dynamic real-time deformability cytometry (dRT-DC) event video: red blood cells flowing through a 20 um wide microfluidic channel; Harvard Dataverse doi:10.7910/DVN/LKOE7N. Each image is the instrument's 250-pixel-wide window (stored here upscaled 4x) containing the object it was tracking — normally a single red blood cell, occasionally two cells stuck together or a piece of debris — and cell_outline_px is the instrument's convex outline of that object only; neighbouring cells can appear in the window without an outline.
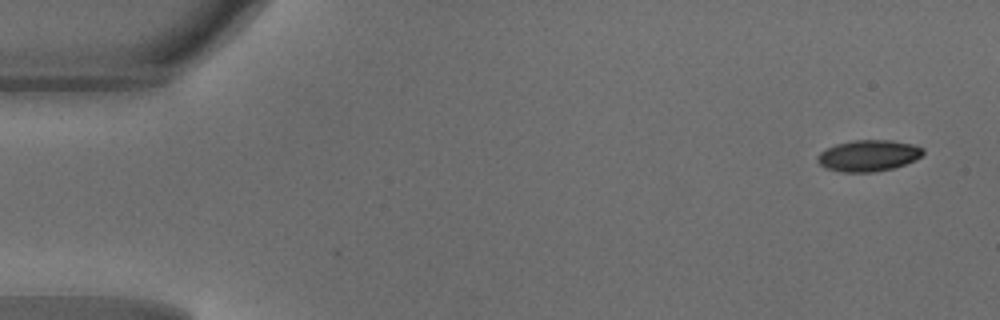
{"species": "common noctule bat (a hibernating species)", "species_latin": "Nyctalus noctula", "temperature_condition": "warm", "stored_images_in_passage": 44, "camera_frame_rate_fps": 3000, "um_per_image_px": 0.085, "animal": {"sex": "male", "body_mass_g": 18.8}, "frame": {"image": 1, "passage_image": 1, "time_ms": 0.0, "image_size_px": [1000, 320], "cell_outline_px": [[924, 152], [916, 160], [892, 168], [872, 172], [840, 172], [828, 168], [820, 164], [816, 160], [816, 156], [820, 152], [836, 144], [856, 140], [892, 140], [912, 144], [924, 148]], "centroid_in_image_um": [73.82, 13.22], "position_along_channel_um": 11.2, "area_um2": 19.13}}
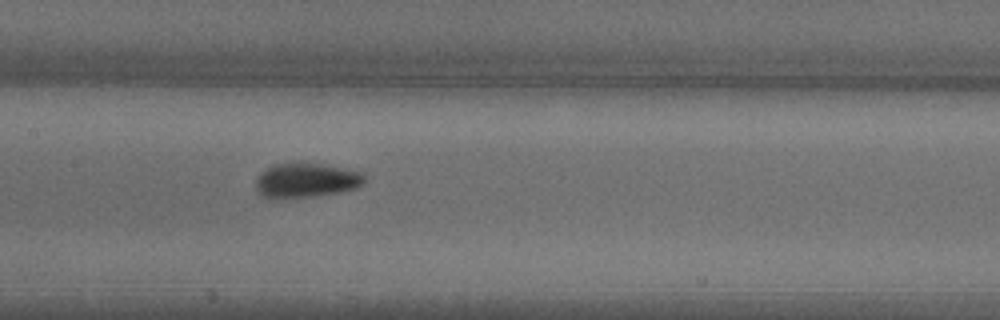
{"frame": {"image": 2, "passage_image": 22, "time_ms": 7.0, "image_size_px": [1000, 320], "cell_outline_px": [[364, 184], [356, 188], [340, 192], [316, 196], [272, 200], [264, 196], [256, 188], [256, 176], [260, 172], [276, 164], [320, 164], [360, 172], [364, 176]], "centroid_in_image_um": [25.99, 15.37], "position_along_channel_um": 181.4, "area_um2": 21.68}}
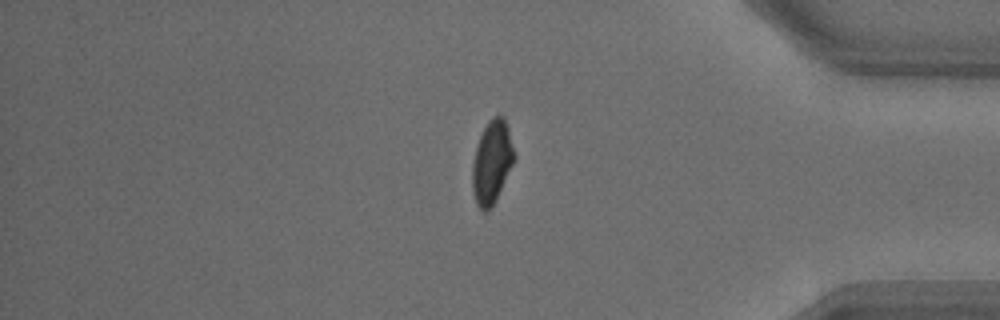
{"frame": {"image": 3, "passage_image": 39, "time_ms": 12.667, "image_size_px": [1000, 320], "cell_outline_px": [[516, 156], [496, 200], [488, 212], [484, 212], [476, 204], [472, 192], [472, 164], [476, 148], [480, 136], [488, 120], [492, 116], [504, 116], [508, 128]], "centroid_in_image_um": [41.8, 13.79], "position_along_channel_um": 393.4, "area_um2": 20.29}, "authors_computed_cell_mechanics": {"area_um2": 20.5479, "velocity_mm_per_s": 4.1861, "shape_relaxation_time_tau1_ms": 2.5957, "shape_relaxation_time_tau2_ms": 0.7189, "deformation_change_tau1": 0.1246, "deformation_change_tau2": 0.0522}}